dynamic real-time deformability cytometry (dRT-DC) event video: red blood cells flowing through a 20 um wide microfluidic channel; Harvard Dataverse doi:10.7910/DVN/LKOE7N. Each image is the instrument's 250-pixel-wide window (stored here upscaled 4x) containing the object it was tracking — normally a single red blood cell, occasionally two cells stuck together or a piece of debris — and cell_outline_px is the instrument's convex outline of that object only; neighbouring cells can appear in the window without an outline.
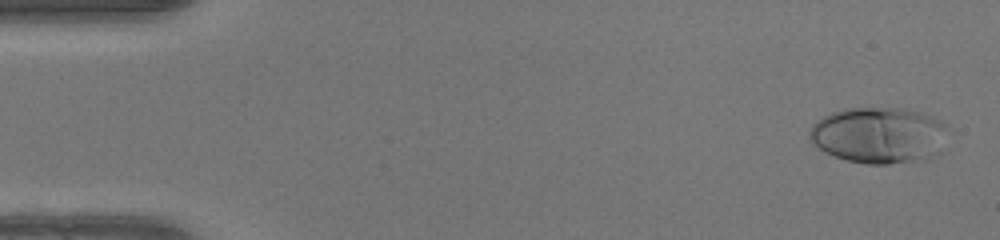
{"species": "human", "species_latin": "Homo sapiens", "temperature_condition": "warm", "stored_images_in_passage": 10, "camera_frame_rate_fps": 3000, "um_per_image_px": 0.085, "donor": {"sex": "female"}, "frame": {"image": 1, "passage_image": 2, "time_ms": 0.333, "image_size_px": [1000, 240], "cell_outline_px": [[952, 128], [940, 156], [924, 160], [888, 164], [868, 164], [848, 160], [824, 152], [812, 144], [808, 136], [808, 132], [812, 124], [816, 120], [832, 112], [844, 108], [900, 108], [916, 112], [940, 120], [948, 124]], "centroid_in_image_um": [74.78, 11.51], "position_along_channel_um": 10.2, "area_um2": 46.36}}